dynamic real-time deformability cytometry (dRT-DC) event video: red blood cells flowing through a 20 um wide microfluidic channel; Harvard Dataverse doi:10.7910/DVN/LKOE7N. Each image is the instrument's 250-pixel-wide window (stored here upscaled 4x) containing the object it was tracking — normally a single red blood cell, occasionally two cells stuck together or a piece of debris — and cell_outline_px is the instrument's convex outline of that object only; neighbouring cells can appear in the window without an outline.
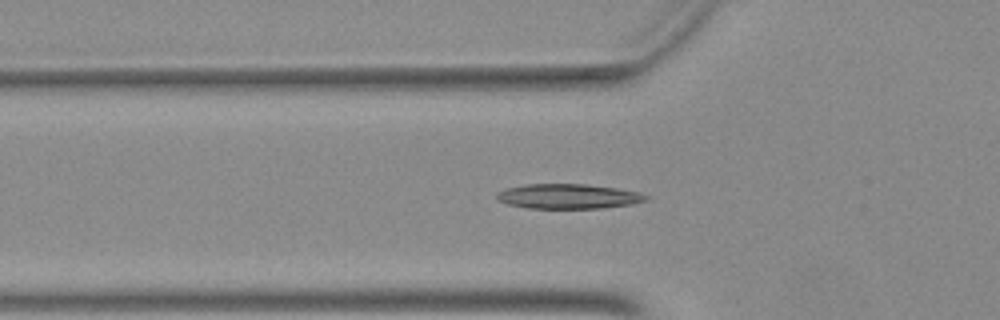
{"species": "Egyptian fruit bat (a non-hibernating species)", "species_latin": "Rousettus aegyptiacus", "temperature_condition": "warm", "stored_images_in_passage": 41, "camera_frame_rate_fps": 3000, "um_per_image_px": 0.085, "animal": {"sex": "female"}, "frame": {"image": 1, "passage_image": 9, "time_ms": 2.667, "image_size_px": [1000, 320], "cell_outline_px": [[648, 200], [632, 204], [600, 208], [528, 208], [508, 204], [496, 200], [496, 192], [508, 188], [528, 184], [584, 184], [616, 188], [640, 192], [648, 196]], "centroid_in_image_um": [48.3, 16.69], "position_along_channel_um": 77.5, "area_um2": 21.5}}
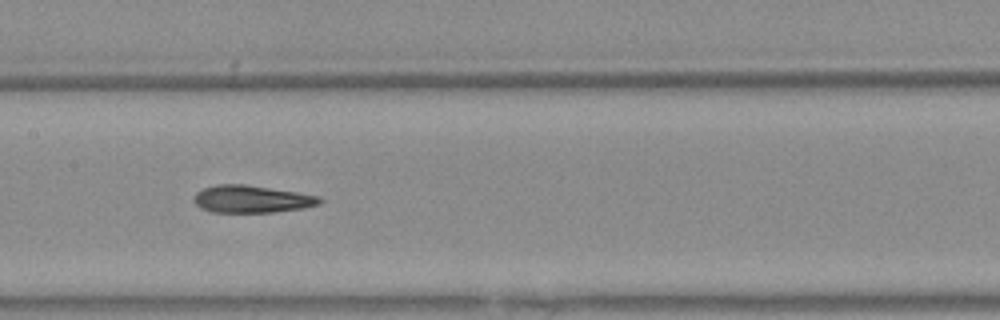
{"frame": {"image": 2, "passage_image": 17, "time_ms": 5.333, "image_size_px": [1000, 320], "cell_outline_px": [[324, 200], [316, 204], [300, 208], [272, 212], [212, 212], [200, 208], [192, 200], [196, 192], [204, 188], [216, 184], [244, 184], [296, 192], [320, 196]], "centroid_in_image_um": [21.33, 16.91], "position_along_channel_um": 186.1, "area_um2": 19.88}}
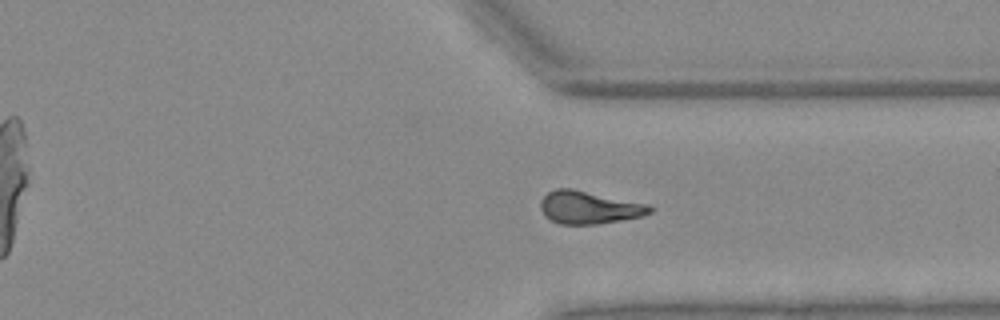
{"frame": {"image": 3, "passage_image": 30, "time_ms": 9.667, "image_size_px": [1000, 320], "cell_outline_px": [[652, 212], [640, 216], [620, 220], [596, 224], [560, 224], [544, 216], [540, 208], [540, 200], [548, 192], [556, 188], [572, 188], [652, 204]], "centroid_in_image_um": [50.07, 17.61], "position_along_channel_um": 361.3, "area_um2": 21.04}}